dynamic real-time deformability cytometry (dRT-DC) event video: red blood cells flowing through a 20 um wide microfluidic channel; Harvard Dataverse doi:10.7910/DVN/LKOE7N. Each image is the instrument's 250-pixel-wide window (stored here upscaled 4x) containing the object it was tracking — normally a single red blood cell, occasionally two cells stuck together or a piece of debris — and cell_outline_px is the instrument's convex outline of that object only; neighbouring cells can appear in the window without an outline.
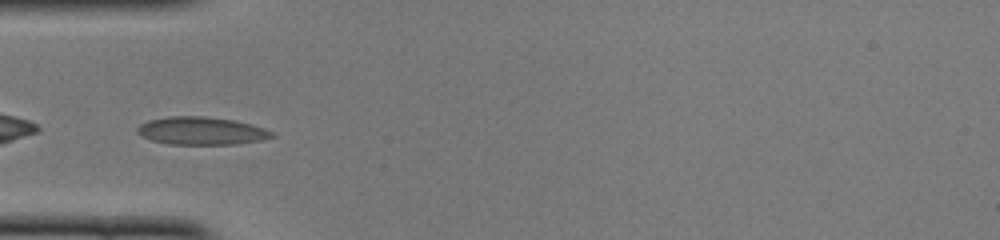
{"species": "common noctule bat (a hibernating species)", "species_latin": "Nyctalus noctula", "temperature_condition": "cold", "stored_images_in_passage": 41, "camera_frame_rate_fps": 3000, "um_per_image_px": 0.085, "animal": {"sex": "female", "body_mass_g": 22.0, "forearm_length_mm": 56.7}, "frame": {"image": 1, "passage_image": 9, "time_ms": 2.667, "image_size_px": [1000, 240], "cell_outline_px": [[276, 136], [260, 140], [236, 144], [168, 144], [152, 140], [140, 136], [136, 132], [136, 128], [140, 124], [148, 120], [168, 116], [204, 116], [232, 120], [264, 128], [272, 132]], "centroid_in_image_um": [17.06, 11.12], "position_along_channel_um": 67.9, "area_um2": 21.73}}
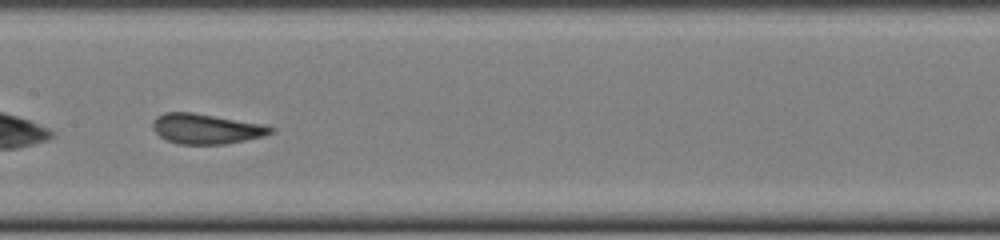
{"frame": {"image": 2, "passage_image": 18, "time_ms": 5.667, "image_size_px": [1000, 240], "cell_outline_px": [[276, 132], [264, 136], [224, 144], [180, 144], [168, 140], [160, 136], [152, 128], [152, 120], [156, 116], [164, 112], [192, 112], [268, 124], [276, 128]], "centroid_in_image_um": [17.58, 10.93], "position_along_channel_um": 189.8, "area_um2": 21.04}}
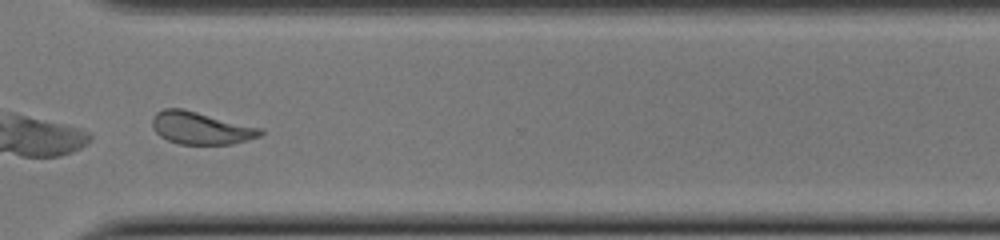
{"frame": {"image": 3, "passage_image": 30, "time_ms": 9.667, "image_size_px": [1000, 240], "cell_outline_px": [[264, 132], [260, 136], [248, 140], [232, 144], [180, 144], [168, 140], [160, 136], [152, 128], [152, 116], [156, 112], [164, 108], [184, 108], [264, 128]], "centroid_in_image_um": [17.09, 10.87], "position_along_channel_um": 353.5, "area_um2": 20.81}, "authors_computed_cell_mechanics": {"area_um2": 21.1548, "velocity_mm_per_s": 4.0742, "shape_relaxation_time_tau1_ms": 5.6135, "shape_relaxation_time_tau2_ms": null, "deformation_change_tau1": 0.1336, "deformation_change_tau2": null}}